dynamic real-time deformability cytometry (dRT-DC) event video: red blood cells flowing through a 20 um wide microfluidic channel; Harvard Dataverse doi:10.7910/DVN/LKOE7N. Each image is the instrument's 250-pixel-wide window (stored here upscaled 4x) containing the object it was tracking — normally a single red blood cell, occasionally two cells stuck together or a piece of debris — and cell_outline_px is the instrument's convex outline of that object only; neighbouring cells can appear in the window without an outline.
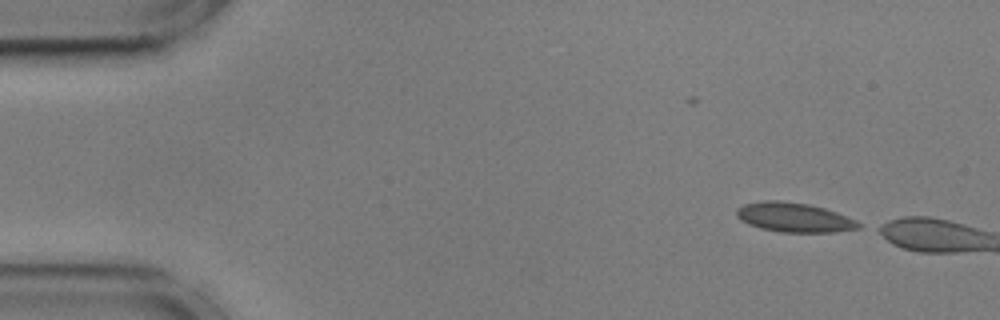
{"species": "common noctule bat (a hibernating species)", "species_latin": "Nyctalus noctula", "temperature_condition": "cold", "stored_images_in_passage": 4, "camera_frame_rate_fps": 3000, "um_per_image_px": 0.085, "animal": {"sex": "male", "body_mass_g": 17.9, "forearm_length_mm": 54.2}, "frame": {"image": 1, "passage_image": 4, "time_ms": 1.0, "image_size_px": [1000, 320], "cell_outline_px": [[860, 228], [836, 232], [780, 232], [760, 228], [748, 224], [740, 220], [736, 216], [736, 208], [744, 204], [764, 200], [780, 200], [808, 204], [824, 208], [836, 212], [856, 220], [860, 224]], "centroid_in_image_um": [67.47, 18.47], "position_along_channel_um": 17.5, "area_um2": 20.98}}